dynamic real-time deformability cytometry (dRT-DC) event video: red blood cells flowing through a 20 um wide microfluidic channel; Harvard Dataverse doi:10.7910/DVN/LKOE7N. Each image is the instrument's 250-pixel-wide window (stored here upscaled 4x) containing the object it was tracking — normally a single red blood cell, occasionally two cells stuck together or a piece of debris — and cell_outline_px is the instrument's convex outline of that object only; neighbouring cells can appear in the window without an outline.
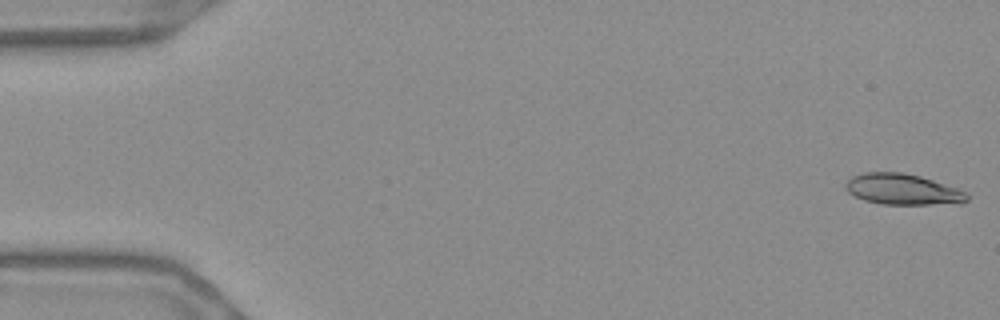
{"species": "Egyptian fruit bat (a non-hibernating species)", "species_latin": "Rousettus aegyptiacus", "temperature_condition": "warm", "stored_images_in_passage": 55, "camera_frame_rate_fps": 3000, "um_per_image_px": 0.085, "frame": {"image": 1, "passage_image": 1, "time_ms": 0.0, "image_size_px": [1000, 320], "cell_outline_px": [[968, 200], [960, 204], [880, 204], [864, 200], [848, 192], [844, 184], [852, 176], [864, 172], [900, 172], [920, 176], [968, 192]], "centroid_in_image_um": [76.74, 16.1], "position_along_channel_um": 8.3, "area_um2": 21.85}}
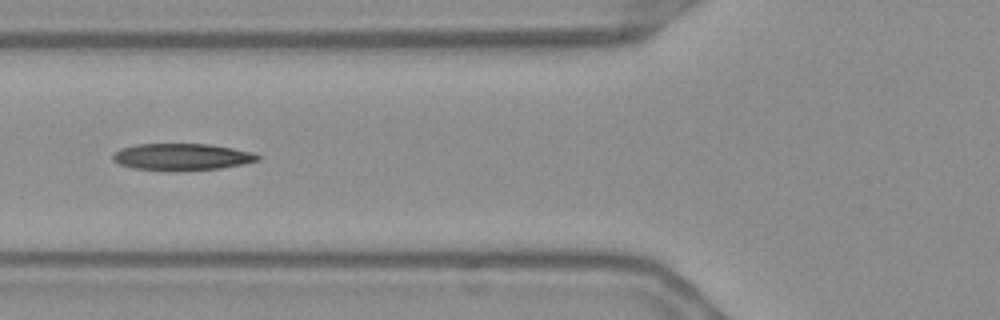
{"frame": {"image": 2, "passage_image": 21, "time_ms": 6.667, "image_size_px": [1000, 320], "cell_outline_px": [[260, 160], [244, 164], [220, 168], [132, 168], [120, 164], [112, 160], [112, 152], [120, 148], [136, 144], [208, 144], [232, 148], [252, 152], [260, 156]], "centroid_in_image_um": [15.44, 13.28], "position_along_channel_um": 110.4, "area_um2": 21.73}}
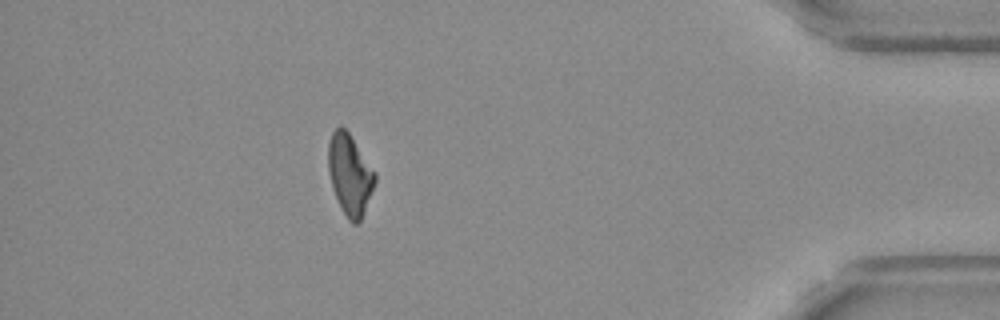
{"frame": {"image": 3, "passage_image": 49, "time_ms": 16.0, "image_size_px": [1000, 320], "cell_outline_px": [[376, 180], [360, 220], [356, 224], [352, 224], [348, 220], [340, 208], [332, 188], [328, 172], [328, 144], [332, 132], [340, 124], [348, 132], [376, 172]], "centroid_in_image_um": [29.71, 14.83], "position_along_channel_um": 405.5, "area_um2": 21.91}, "authors_computed_cell_mechanics": {"area_um2": 22.253, "velocity_mm_per_s": 3.681, "shape_relaxation_time_tau1_ms": null, "shape_relaxation_time_tau2_ms": 7.3516, "deformation_change_tau1": null, "deformation_change_tau2": 0.2011}}